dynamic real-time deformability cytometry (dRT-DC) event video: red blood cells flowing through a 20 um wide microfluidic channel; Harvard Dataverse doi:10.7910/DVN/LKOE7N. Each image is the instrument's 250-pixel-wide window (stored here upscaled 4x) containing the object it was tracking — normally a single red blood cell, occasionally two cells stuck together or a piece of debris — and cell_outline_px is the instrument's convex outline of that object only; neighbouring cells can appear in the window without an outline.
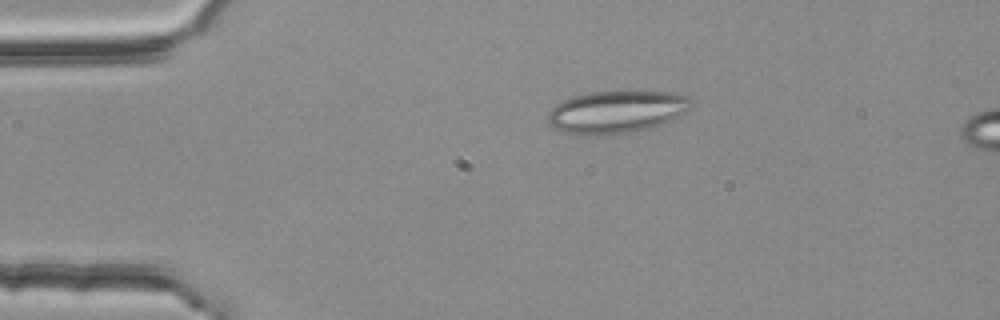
{"species": "common noctule bat (a hibernating species)", "species_latin": "Nyctalus noctula", "temperature_condition": "room temperature", "stored_images_in_passage": 3, "camera_frame_rate_fps": 3000, "um_per_image_px": 0.085, "animal": {"sex": "female", "body_mass_g": 25.1}, "frame": {"image": 1, "passage_image": 1, "time_ms": 0.0, "image_size_px": [1000, 320], "cell_outline_px": [[696, 100], [688, 112], [660, 124], [648, 128], [628, 132], [596, 136], [580, 136], [564, 132], [556, 128], [548, 120], [548, 112], [556, 104], [572, 96], [588, 92], [624, 88], [672, 92], [688, 96]], "centroid_in_image_um": [52.46, 9.45], "position_along_channel_um": 32.5, "area_um2": 36.76}}